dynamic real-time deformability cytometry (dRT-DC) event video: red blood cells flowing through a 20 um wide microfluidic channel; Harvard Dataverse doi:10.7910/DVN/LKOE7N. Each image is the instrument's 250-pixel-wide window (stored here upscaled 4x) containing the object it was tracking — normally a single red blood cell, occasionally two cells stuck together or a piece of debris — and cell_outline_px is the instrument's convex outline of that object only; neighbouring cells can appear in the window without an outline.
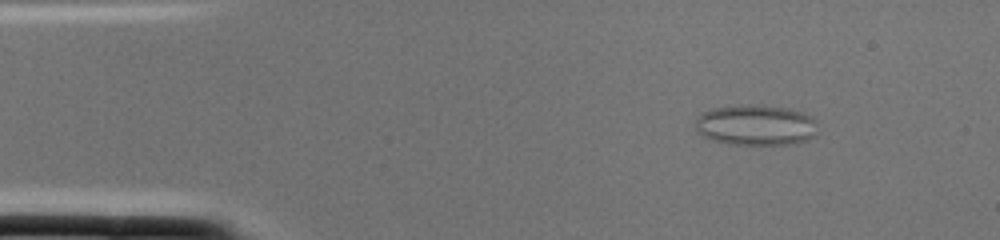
{"species": "common noctule bat (a hibernating species)", "species_latin": "Nyctalus noctula", "temperature_condition": "cold", "stored_images_in_passage": 1, "camera_frame_rate_fps": 3000, "um_per_image_px": 0.085, "animal": {"sex": "female", "body_mass_g": 22.0, "forearm_length_mm": 56.7}, "frame": {"image": 1, "passage_image": 1, "time_ms": 0.0, "image_size_px": [1000, 240], "cell_outline_px": [[816, 136], [808, 140], [788, 144], [728, 144], [712, 140], [704, 136], [696, 128], [696, 116], [712, 108], [748, 104], [760, 104], [788, 108], [804, 112], [812, 116], [816, 120]], "centroid_in_image_um": [64.28, 10.62], "position_along_channel_um": 20.7, "area_um2": 29.25}}